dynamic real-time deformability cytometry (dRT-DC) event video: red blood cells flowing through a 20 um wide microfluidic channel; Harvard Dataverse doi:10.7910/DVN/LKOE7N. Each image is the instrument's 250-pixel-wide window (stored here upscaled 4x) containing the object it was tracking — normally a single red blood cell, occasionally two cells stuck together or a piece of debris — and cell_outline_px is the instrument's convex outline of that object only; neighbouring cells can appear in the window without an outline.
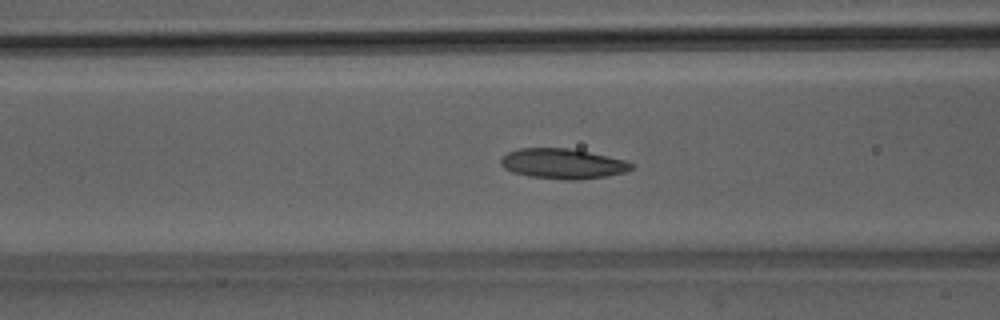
{"species": "Egyptian fruit bat (a non-hibernating species)", "species_latin": "Rousettus aegyptiacus", "temperature_condition": "room temperature", "stored_images_in_passage": 42, "camera_frame_rate_fps": 3000, "um_per_image_px": 0.085, "animal": {"sex": "male"}, "frame": {"image": 1, "passage_image": 12, "time_ms": 3.667, "image_size_px": [1000, 320], "cell_outline_px": [[636, 164], [632, 168], [624, 172], [608, 176], [576, 180], [564, 180], [528, 176], [512, 172], [504, 168], [500, 164], [500, 160], [508, 152], [520, 148], [568, 148], [608, 156], [624, 160]], "centroid_in_image_um": [47.83, 13.92], "position_along_channel_um": 118.8, "area_um2": 22.95}}
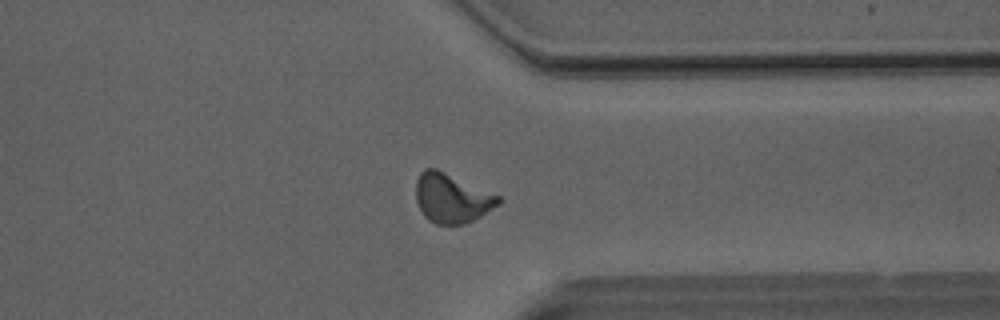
{"frame": {"image": 2, "passage_image": 31, "time_ms": 10.0, "image_size_px": [1000, 320], "cell_outline_px": [[500, 204], [480, 216], [464, 224], [436, 224], [428, 220], [424, 216], [416, 200], [416, 180], [420, 172], [424, 168], [436, 168], [500, 196]], "centroid_in_image_um": [38.38, 16.84], "position_along_channel_um": 373.0, "area_um2": 23.52}}
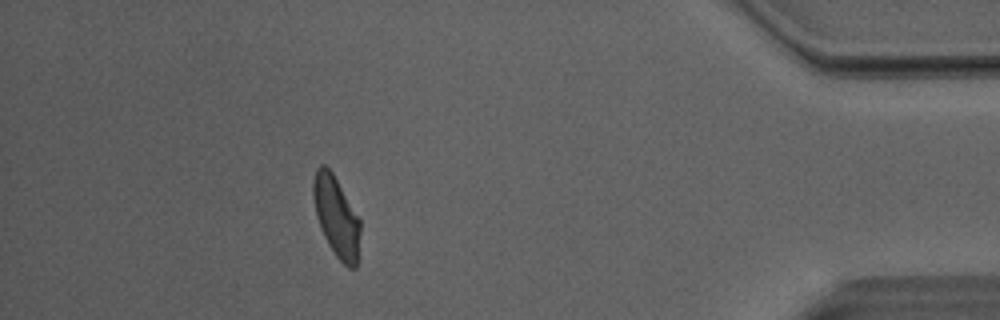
{"frame": {"image": 3, "passage_image": 37, "time_ms": 12.0, "image_size_px": [1000, 320], "cell_outline_px": [[360, 232], [356, 268], [348, 268], [336, 256], [328, 244], [320, 228], [316, 216], [312, 196], [312, 184], [316, 168], [320, 164], [324, 164], [332, 172], [360, 220]], "centroid_in_image_um": [28.56, 18.41], "position_along_channel_um": 406.6, "area_um2": 21.91}, "authors_computed_cell_mechanics": {"area_um2": 22.542, "velocity_mm_per_s": 4.0512, "shape_relaxation_time_tau1_ms": 4.2031, "shape_relaxation_time_tau2_ms": 1.7317, "deformation_change_tau1": 0.148, "deformation_change_tau2": 0.0869}}